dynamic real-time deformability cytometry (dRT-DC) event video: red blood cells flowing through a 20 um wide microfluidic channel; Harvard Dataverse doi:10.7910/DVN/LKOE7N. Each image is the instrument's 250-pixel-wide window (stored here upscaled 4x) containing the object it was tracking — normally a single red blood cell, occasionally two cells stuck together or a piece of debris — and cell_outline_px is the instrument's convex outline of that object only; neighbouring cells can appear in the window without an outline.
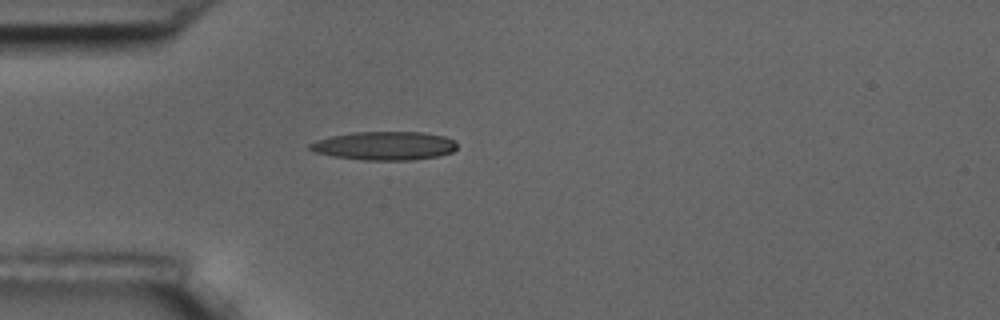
{"species": "common noctule bat (a hibernating species)", "species_latin": "Nyctalus noctula", "temperature_condition": "room temperature", "stored_images_in_passage": 5, "camera_frame_rate_fps": 3000, "um_per_image_px": 0.085, "animal": {"sex": "male", "body_mass_g": 17.5, "forearm_length_mm": 52.3}, "frame": {"image": 1, "passage_image": 5, "time_ms": 5.0, "image_size_px": [1000, 320], "cell_outline_px": [[456, 148], [452, 152], [436, 156], [412, 160], [364, 160], [332, 156], [312, 152], [308, 148], [308, 144], [316, 140], [332, 136], [352, 132], [424, 132], [444, 136], [456, 140]], "centroid_in_image_um": [32.66, 12.39], "position_along_channel_um": 52.3, "area_um2": 24.62}}